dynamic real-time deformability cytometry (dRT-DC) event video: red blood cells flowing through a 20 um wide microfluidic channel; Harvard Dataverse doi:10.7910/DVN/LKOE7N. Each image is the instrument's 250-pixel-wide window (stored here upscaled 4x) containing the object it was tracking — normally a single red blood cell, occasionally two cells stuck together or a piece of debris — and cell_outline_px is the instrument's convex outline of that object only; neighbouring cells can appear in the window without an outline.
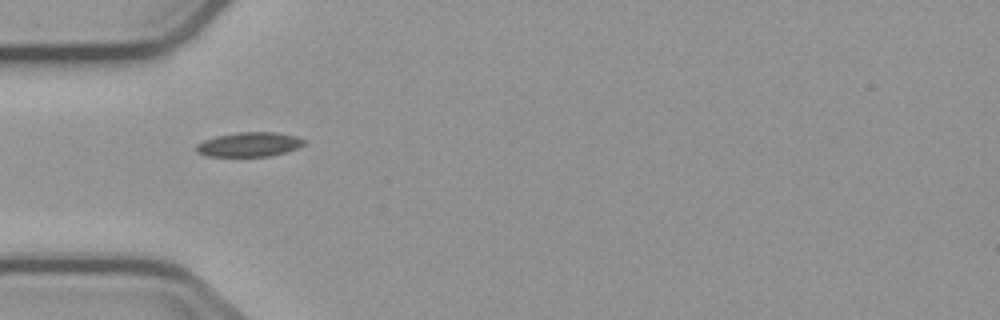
{"species": "common noctule bat (a hibernating species)", "species_latin": "Nyctalus noctula", "temperature_condition": "cold", "stored_images_in_passage": 8, "camera_frame_rate_fps": 3000, "um_per_image_px": 0.085, "animal": {"sex": "male", "body_mass_g": 23.1, "forearm_length_mm": 52.7}, "frame": {"image": 1, "passage_image": 4, "time_ms": 3.667, "image_size_px": [1000, 320], "cell_outline_px": [[304, 144], [296, 148], [284, 152], [268, 156], [208, 156], [196, 152], [196, 144], [204, 140], [216, 136], [236, 132], [276, 132], [296, 136], [304, 140]], "centroid_in_image_um": [21.14, 12.27], "position_along_channel_um": 63.9, "area_um2": 15.2}}
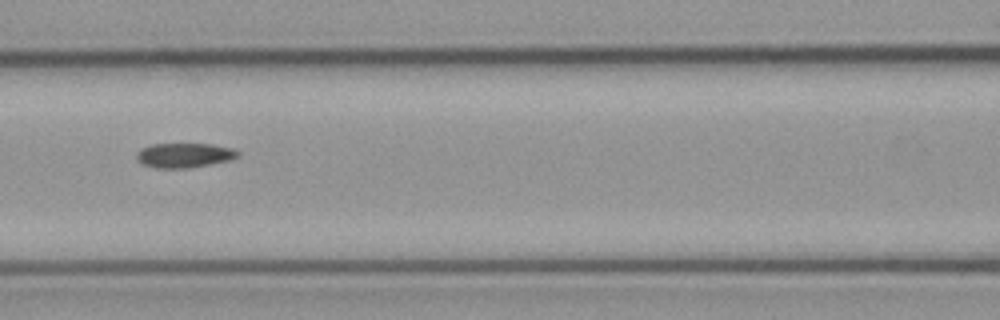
{"frame": {"image": 2, "passage_image": 6, "time_ms": 6.0, "image_size_px": [1000, 320], "cell_outline_px": [[240, 156], [228, 160], [188, 168], [156, 168], [144, 164], [136, 160], [136, 152], [140, 148], [152, 144], [212, 144], [232, 148], [240, 152]], "centroid_in_image_um": [15.64, 13.19], "position_along_channel_um": 151.0, "area_um2": 14.51}}
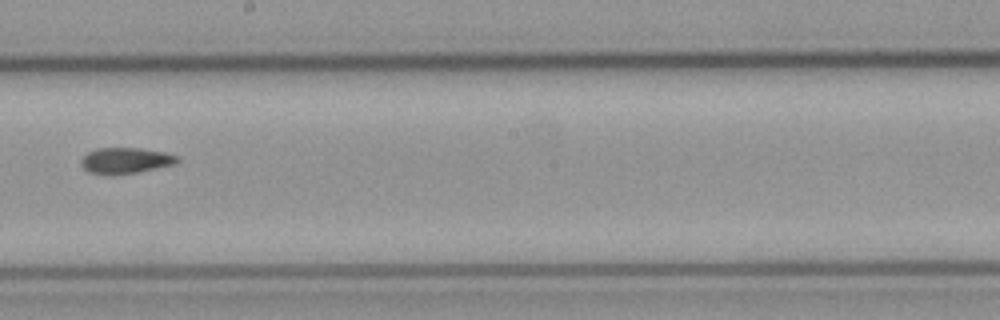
{"frame": {"image": 3, "passage_image": 8, "time_ms": 8.333, "image_size_px": [1000, 320], "cell_outline_px": [[180, 160], [176, 164], [136, 172], [112, 176], [108, 176], [88, 172], [80, 164], [80, 160], [88, 152], [96, 148], [140, 148], [164, 152], [176, 156]], "centroid_in_image_um": [10.63, 13.66], "position_along_channel_um": 237.6, "area_um2": 14.68}}